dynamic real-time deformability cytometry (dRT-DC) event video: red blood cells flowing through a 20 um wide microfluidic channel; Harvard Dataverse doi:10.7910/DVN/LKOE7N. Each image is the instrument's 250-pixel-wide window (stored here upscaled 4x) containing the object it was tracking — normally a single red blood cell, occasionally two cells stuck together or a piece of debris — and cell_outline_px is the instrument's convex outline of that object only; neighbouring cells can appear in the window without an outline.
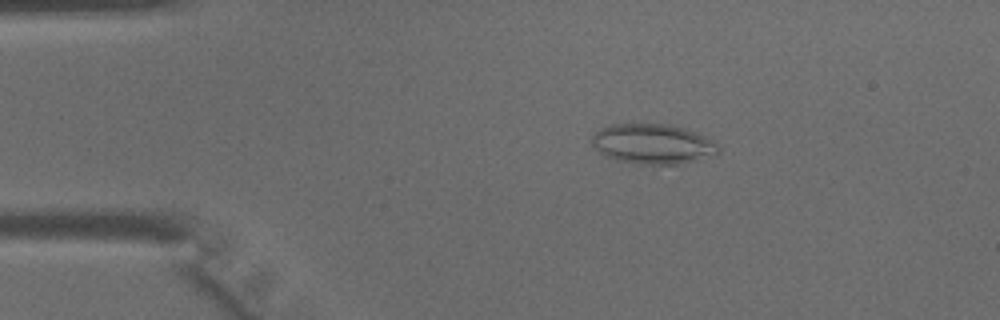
{"species": "common noctule bat (a hibernating species)", "species_latin": "Nyctalus noctula", "temperature_condition": "warm", "stored_images_in_passage": 44, "camera_frame_rate_fps": 3000, "um_per_image_px": 0.085, "animal": {"sex": "male", "body_mass_g": 15.6}, "frame": {"image": 1, "passage_image": 8, "time_ms": 2.333, "image_size_px": [1000, 320], "cell_outline_px": [[720, 152], [716, 156], [680, 164], [640, 164], [616, 160], [604, 156], [592, 144], [592, 136], [600, 128], [612, 124], [664, 124], [684, 128], [704, 136], [720, 144]], "centroid_in_image_um": [55.53, 12.25], "position_along_channel_um": 29.5, "area_um2": 29.65}}
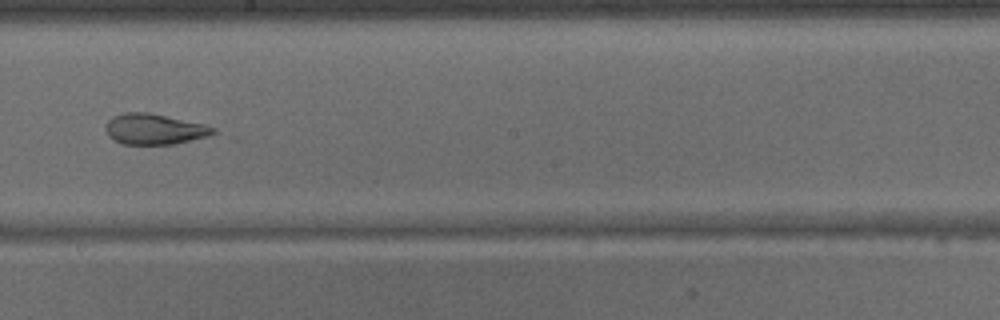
{"frame": {"image": 2, "passage_image": 25, "time_ms": 8.0, "image_size_px": [1000, 320], "cell_outline_px": [[216, 132], [204, 136], [172, 144], [124, 144], [108, 136], [104, 128], [104, 124], [112, 116], [124, 112], [148, 112], [204, 124], [216, 128]], "centroid_in_image_um": [13.04, 10.95], "position_along_channel_um": 235.2, "area_um2": 19.02}}
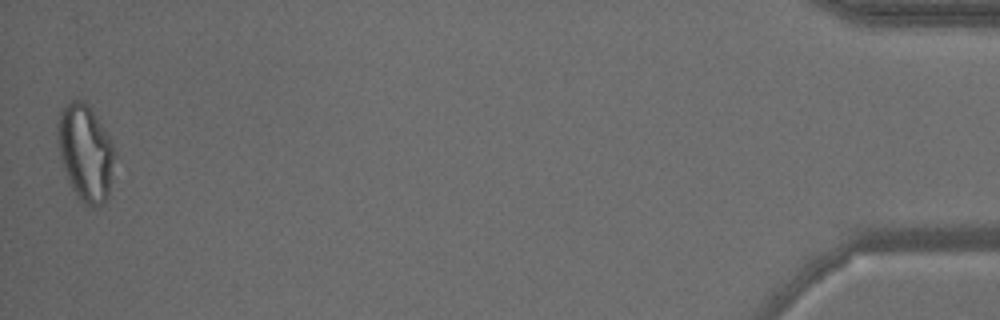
{"frame": {"image": 3, "passage_image": 44, "time_ms": 14.333, "image_size_px": [1000, 320], "cell_outline_px": [[112, 160], [108, 192], [104, 200], [100, 204], [92, 208], [88, 208], [76, 196], [68, 180], [60, 156], [60, 112], [72, 100], [80, 100], [88, 104], [108, 136], [112, 144]], "centroid_in_image_um": [7.25, 13.02], "position_along_channel_um": 427.9, "area_um2": 30.35}}